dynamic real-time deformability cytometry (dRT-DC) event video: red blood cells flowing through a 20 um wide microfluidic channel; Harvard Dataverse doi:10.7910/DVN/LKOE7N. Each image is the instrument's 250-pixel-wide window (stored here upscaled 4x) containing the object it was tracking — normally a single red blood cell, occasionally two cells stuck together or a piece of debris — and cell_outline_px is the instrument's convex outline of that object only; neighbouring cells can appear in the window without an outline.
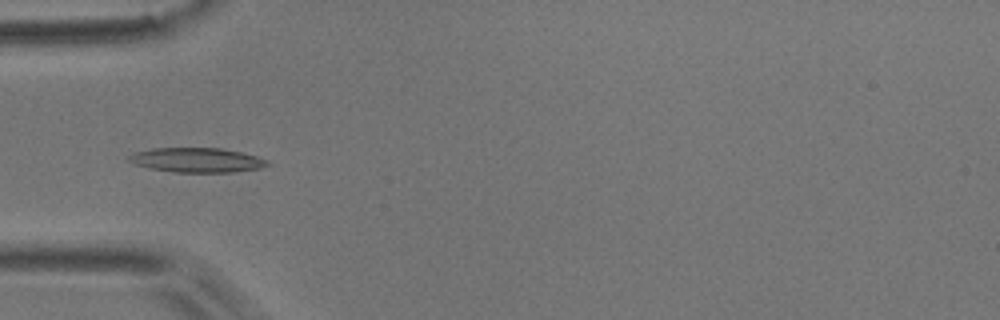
{"species": "common noctule bat (a hibernating species)", "species_latin": "Nyctalus noctula", "temperature_condition": "room temperature", "stored_images_in_passage": 7, "camera_frame_rate_fps": 3000, "um_per_image_px": 0.085, "animal": {"sex": "male", "body_mass_g": 17.9}, "frame": {"image": 1, "passage_image": 4, "time_ms": 1.0, "image_size_px": [1000, 320], "cell_outline_px": [[272, 164], [260, 168], [232, 172], [172, 172], [152, 168], [136, 164], [128, 160], [128, 156], [132, 152], [152, 148], [220, 148], [240, 152], [256, 156], [268, 160]], "centroid_in_image_um": [16.74, 13.6], "position_along_channel_um": 68.3, "area_um2": 19.77}}
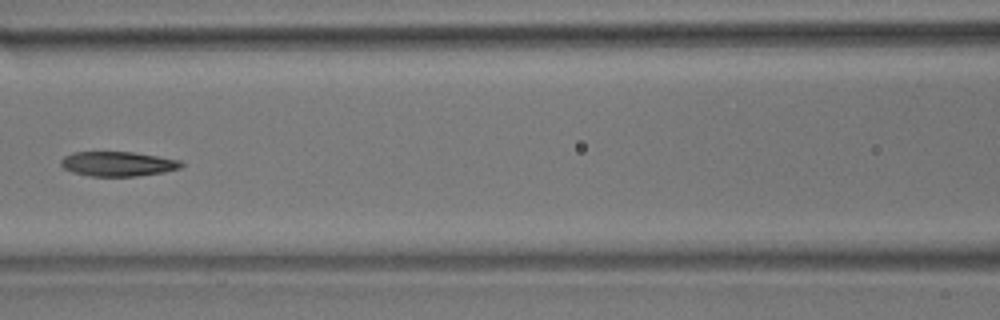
{"frame": {"image": 2, "passage_image": 6, "time_ms": 1.667, "image_size_px": [1000, 320], "cell_outline_px": [[184, 164], [180, 168], [164, 172], [136, 176], [88, 176], [72, 172], [64, 168], [60, 164], [60, 160], [64, 156], [72, 152], [132, 152], [180, 160]], "centroid_in_image_um": [9.99, 13.93], "position_along_channel_um": 156.6, "area_um2": 17.28}}
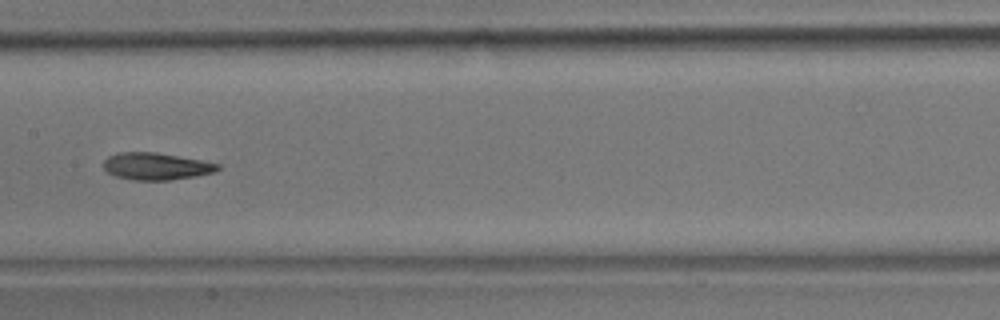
{"frame": {"image": 3, "passage_image": 7, "time_ms": 2.0, "image_size_px": [1000, 320], "cell_outline_px": [[220, 168], [216, 172], [196, 176], [172, 180], [132, 180], [116, 176], [108, 172], [104, 168], [104, 160], [108, 156], [116, 152], [156, 152], [200, 160], [220, 164]], "centroid_in_image_um": [13.27, 14.13], "position_along_channel_um": 194.1, "area_um2": 18.09}}